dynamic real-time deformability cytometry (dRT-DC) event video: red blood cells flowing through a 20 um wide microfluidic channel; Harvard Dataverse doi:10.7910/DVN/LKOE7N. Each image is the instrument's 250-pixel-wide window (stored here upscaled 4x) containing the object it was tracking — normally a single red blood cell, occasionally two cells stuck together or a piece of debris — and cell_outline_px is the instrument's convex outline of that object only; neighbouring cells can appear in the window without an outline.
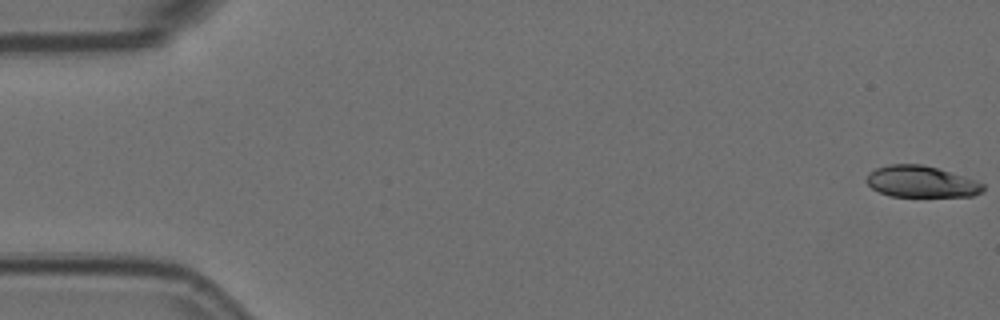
{"species": "Egyptian fruit bat (a non-hibernating species)", "species_latin": "Rousettus aegyptiacus", "temperature_condition": "room temperature", "stored_images_in_passage": 2, "camera_frame_rate_fps": 3000, "um_per_image_px": 0.085, "animal": {"sex": "female"}, "frame": {"image": 1, "passage_image": 2, "time_ms": 0.333, "image_size_px": [1000, 320], "cell_outline_px": [[984, 192], [972, 196], [888, 196], [872, 188], [868, 184], [868, 172], [876, 168], [888, 164], [920, 164], [936, 168], [976, 180], [984, 184]], "centroid_in_image_um": [78.31, 15.44], "position_along_channel_um": 6.7, "area_um2": 21.21}}